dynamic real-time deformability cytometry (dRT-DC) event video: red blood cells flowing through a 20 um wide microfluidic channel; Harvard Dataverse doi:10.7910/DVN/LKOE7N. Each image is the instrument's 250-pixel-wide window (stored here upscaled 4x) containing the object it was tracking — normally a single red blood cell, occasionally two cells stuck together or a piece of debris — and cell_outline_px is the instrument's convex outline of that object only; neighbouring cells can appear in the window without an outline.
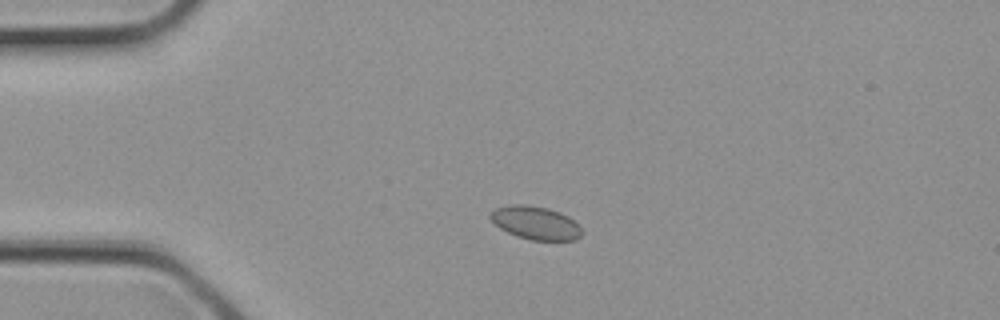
{"species": "common noctule bat (a hibernating species)", "species_latin": "Nyctalus noctula", "temperature_condition": "cold", "stored_images_in_passage": 1, "camera_frame_rate_fps": 3000, "um_per_image_px": 0.085, "animal": {"sex": "female", "body_mass_g": 21.9}, "frame": {"image": 1, "passage_image": 1, "time_ms": 0.0, "image_size_px": [1000, 320], "cell_outline_px": [[584, 232], [576, 240], [532, 240], [516, 236], [500, 228], [488, 216], [496, 208], [512, 204], [524, 204], [548, 208], [560, 212], [568, 216]], "centroid_in_image_um": [45.53, 18.94], "position_along_channel_um": 39.5, "area_um2": 17.57}}